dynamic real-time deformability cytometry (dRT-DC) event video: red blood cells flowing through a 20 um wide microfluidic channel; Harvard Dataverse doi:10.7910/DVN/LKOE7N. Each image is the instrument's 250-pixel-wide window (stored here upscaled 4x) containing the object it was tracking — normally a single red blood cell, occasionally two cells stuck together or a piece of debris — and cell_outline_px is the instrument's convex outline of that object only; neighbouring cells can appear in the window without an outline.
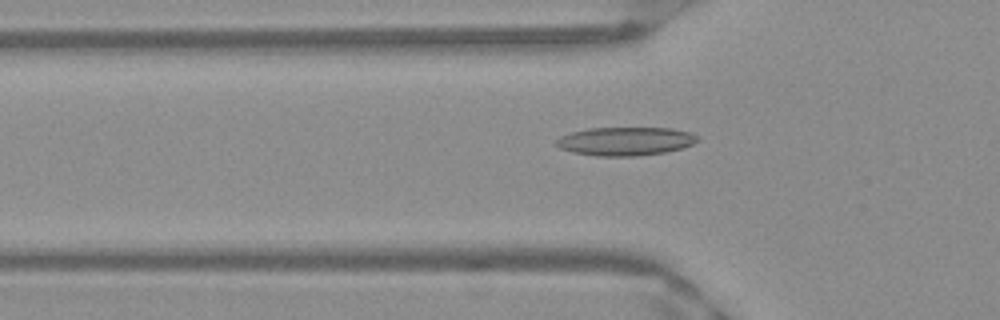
{"species": "Egyptian fruit bat (a non-hibernating species)", "species_latin": "Rousettus aegyptiacus", "temperature_condition": "warm", "stored_images_in_passage": 36, "camera_frame_rate_fps": 3000, "um_per_image_px": 0.085, "frame": {"image": 1, "passage_image": 2, "time_ms": 0.333, "image_size_px": [1000, 320], "cell_outline_px": [[700, 140], [692, 144], [680, 148], [664, 152], [640, 156], [596, 156], [572, 152], [560, 148], [552, 144], [560, 136], [572, 132], [588, 128], [672, 128], [688, 132], [696, 136]], "centroid_in_image_um": [53.1, 12.01], "position_along_channel_um": 72.7, "area_um2": 23.47}}
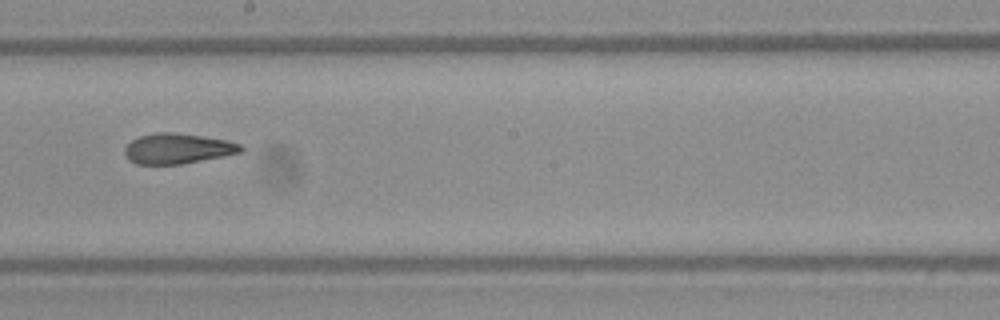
{"frame": {"image": 2, "passage_image": 14, "time_ms": 4.333, "image_size_px": [1000, 320], "cell_outline_px": [[244, 148], [240, 152], [184, 164], [136, 164], [128, 160], [124, 152], [124, 148], [132, 140], [140, 136], [156, 132], [172, 132], [200, 136], [224, 140], [240, 144]], "centroid_in_image_um": [15.04, 12.63], "position_along_channel_um": 233.2, "area_um2": 20.29}}
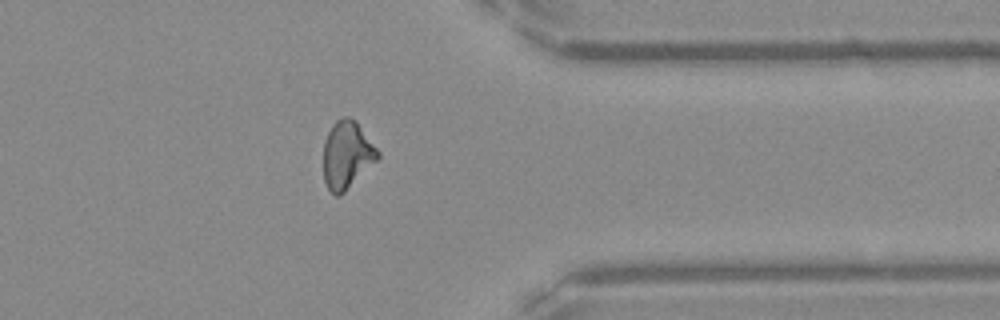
{"frame": {"image": 3, "passage_image": 26, "time_ms": 8.333, "image_size_px": [1000, 320], "cell_outline_px": [[380, 156], [340, 196], [336, 196], [328, 188], [324, 180], [324, 140], [332, 124], [336, 120], [344, 116], [348, 116], [356, 120], [380, 152]], "centroid_in_image_um": [29.48, 13.13], "position_along_channel_um": 381.9, "area_um2": 21.21}, "authors_computed_cell_mechanics": {"area_um2": 20.9814, "velocity_mm_per_s": 3.9872, "shape_relaxation_time_tau1_ms": null, "shape_relaxation_time_tau2_ms": 2.3574, "deformation_change_tau1": null, "deformation_change_tau2": 0.0996}}